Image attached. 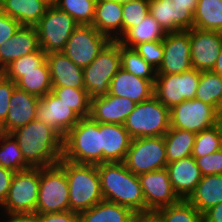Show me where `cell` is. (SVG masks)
Instances as JSON below:
<instances>
[{"label":"cell","instance_id":"6da1fadb","mask_svg":"<svg viewBox=\"0 0 222 222\" xmlns=\"http://www.w3.org/2000/svg\"><path fill=\"white\" fill-rule=\"evenodd\" d=\"M10 134L31 168L52 166L62 159L63 137L42 121L32 120Z\"/></svg>","mask_w":222,"mask_h":222},{"label":"cell","instance_id":"7a4b0ae2","mask_svg":"<svg viewBox=\"0 0 222 222\" xmlns=\"http://www.w3.org/2000/svg\"><path fill=\"white\" fill-rule=\"evenodd\" d=\"M104 200L132 209L136 214H146V203L139 177L123 162L97 165Z\"/></svg>","mask_w":222,"mask_h":222},{"label":"cell","instance_id":"3957f363","mask_svg":"<svg viewBox=\"0 0 222 222\" xmlns=\"http://www.w3.org/2000/svg\"><path fill=\"white\" fill-rule=\"evenodd\" d=\"M58 164L67 177L71 211L80 213L104 200L97 165L74 163L63 158Z\"/></svg>","mask_w":222,"mask_h":222},{"label":"cell","instance_id":"277c9868","mask_svg":"<svg viewBox=\"0 0 222 222\" xmlns=\"http://www.w3.org/2000/svg\"><path fill=\"white\" fill-rule=\"evenodd\" d=\"M62 158L80 164H102L101 123L90 116L80 118L63 137Z\"/></svg>","mask_w":222,"mask_h":222},{"label":"cell","instance_id":"5b68a950","mask_svg":"<svg viewBox=\"0 0 222 222\" xmlns=\"http://www.w3.org/2000/svg\"><path fill=\"white\" fill-rule=\"evenodd\" d=\"M170 109L154 95L136 104L127 116L124 128L132 139L150 136H164L170 129Z\"/></svg>","mask_w":222,"mask_h":222},{"label":"cell","instance_id":"8992f818","mask_svg":"<svg viewBox=\"0 0 222 222\" xmlns=\"http://www.w3.org/2000/svg\"><path fill=\"white\" fill-rule=\"evenodd\" d=\"M120 68V43L110 40L95 60L83 68L84 89L91 100L109 93L110 82Z\"/></svg>","mask_w":222,"mask_h":222},{"label":"cell","instance_id":"52a82bcc","mask_svg":"<svg viewBox=\"0 0 222 222\" xmlns=\"http://www.w3.org/2000/svg\"><path fill=\"white\" fill-rule=\"evenodd\" d=\"M70 210L69 187L64 169L55 164L39 168L37 213H58Z\"/></svg>","mask_w":222,"mask_h":222},{"label":"cell","instance_id":"ba28073f","mask_svg":"<svg viewBox=\"0 0 222 222\" xmlns=\"http://www.w3.org/2000/svg\"><path fill=\"white\" fill-rule=\"evenodd\" d=\"M123 163L137 176L166 168L168 163L164 136L132 139Z\"/></svg>","mask_w":222,"mask_h":222},{"label":"cell","instance_id":"9c48e42d","mask_svg":"<svg viewBox=\"0 0 222 222\" xmlns=\"http://www.w3.org/2000/svg\"><path fill=\"white\" fill-rule=\"evenodd\" d=\"M78 23L66 12L51 4L35 25L39 47L46 53L63 51Z\"/></svg>","mask_w":222,"mask_h":222},{"label":"cell","instance_id":"30bf717a","mask_svg":"<svg viewBox=\"0 0 222 222\" xmlns=\"http://www.w3.org/2000/svg\"><path fill=\"white\" fill-rule=\"evenodd\" d=\"M39 193V168L15 172L9 193L0 206V215L36 212Z\"/></svg>","mask_w":222,"mask_h":222},{"label":"cell","instance_id":"8fae6325","mask_svg":"<svg viewBox=\"0 0 222 222\" xmlns=\"http://www.w3.org/2000/svg\"><path fill=\"white\" fill-rule=\"evenodd\" d=\"M199 0H149V14L165 33L190 30Z\"/></svg>","mask_w":222,"mask_h":222},{"label":"cell","instance_id":"7c38bea8","mask_svg":"<svg viewBox=\"0 0 222 222\" xmlns=\"http://www.w3.org/2000/svg\"><path fill=\"white\" fill-rule=\"evenodd\" d=\"M200 71L191 68L180 74L156 75L154 96L169 109L195 98Z\"/></svg>","mask_w":222,"mask_h":222},{"label":"cell","instance_id":"4fadbf2b","mask_svg":"<svg viewBox=\"0 0 222 222\" xmlns=\"http://www.w3.org/2000/svg\"><path fill=\"white\" fill-rule=\"evenodd\" d=\"M109 41L106 35L92 25H79L70 35L62 52L77 66L85 68Z\"/></svg>","mask_w":222,"mask_h":222},{"label":"cell","instance_id":"5bb4252c","mask_svg":"<svg viewBox=\"0 0 222 222\" xmlns=\"http://www.w3.org/2000/svg\"><path fill=\"white\" fill-rule=\"evenodd\" d=\"M218 112L199 99L184 100L170 108V127L194 133L211 128L216 123Z\"/></svg>","mask_w":222,"mask_h":222},{"label":"cell","instance_id":"9a60e30c","mask_svg":"<svg viewBox=\"0 0 222 222\" xmlns=\"http://www.w3.org/2000/svg\"><path fill=\"white\" fill-rule=\"evenodd\" d=\"M162 43L164 56L157 75L180 74L192 68L189 30L166 33Z\"/></svg>","mask_w":222,"mask_h":222},{"label":"cell","instance_id":"2e32d148","mask_svg":"<svg viewBox=\"0 0 222 222\" xmlns=\"http://www.w3.org/2000/svg\"><path fill=\"white\" fill-rule=\"evenodd\" d=\"M146 203V214L176 204L181 199L173 190L166 168L138 176Z\"/></svg>","mask_w":222,"mask_h":222},{"label":"cell","instance_id":"e0dca14e","mask_svg":"<svg viewBox=\"0 0 222 222\" xmlns=\"http://www.w3.org/2000/svg\"><path fill=\"white\" fill-rule=\"evenodd\" d=\"M36 119L64 137L80 120V116L53 92L39 98Z\"/></svg>","mask_w":222,"mask_h":222},{"label":"cell","instance_id":"ac0fdd59","mask_svg":"<svg viewBox=\"0 0 222 222\" xmlns=\"http://www.w3.org/2000/svg\"><path fill=\"white\" fill-rule=\"evenodd\" d=\"M192 68L211 71L222 46V32L192 28L189 30Z\"/></svg>","mask_w":222,"mask_h":222},{"label":"cell","instance_id":"d6986e66","mask_svg":"<svg viewBox=\"0 0 222 222\" xmlns=\"http://www.w3.org/2000/svg\"><path fill=\"white\" fill-rule=\"evenodd\" d=\"M136 104L128 98L107 94L91 100L89 116L98 123L123 125Z\"/></svg>","mask_w":222,"mask_h":222},{"label":"cell","instance_id":"ffe728a7","mask_svg":"<svg viewBox=\"0 0 222 222\" xmlns=\"http://www.w3.org/2000/svg\"><path fill=\"white\" fill-rule=\"evenodd\" d=\"M166 170L173 190L183 200L190 197L202 178L200 168L192 155L168 163Z\"/></svg>","mask_w":222,"mask_h":222},{"label":"cell","instance_id":"44dd1931","mask_svg":"<svg viewBox=\"0 0 222 222\" xmlns=\"http://www.w3.org/2000/svg\"><path fill=\"white\" fill-rule=\"evenodd\" d=\"M38 100L39 97L16 87L9 102L7 119L1 125L3 133L10 134L35 120Z\"/></svg>","mask_w":222,"mask_h":222},{"label":"cell","instance_id":"7402d4cb","mask_svg":"<svg viewBox=\"0 0 222 222\" xmlns=\"http://www.w3.org/2000/svg\"><path fill=\"white\" fill-rule=\"evenodd\" d=\"M35 26L21 25L16 33L0 45V72L12 61L39 49Z\"/></svg>","mask_w":222,"mask_h":222},{"label":"cell","instance_id":"603a6c76","mask_svg":"<svg viewBox=\"0 0 222 222\" xmlns=\"http://www.w3.org/2000/svg\"><path fill=\"white\" fill-rule=\"evenodd\" d=\"M108 94L125 97L138 104L154 95V84L120 68L110 82Z\"/></svg>","mask_w":222,"mask_h":222},{"label":"cell","instance_id":"cb8c5ba5","mask_svg":"<svg viewBox=\"0 0 222 222\" xmlns=\"http://www.w3.org/2000/svg\"><path fill=\"white\" fill-rule=\"evenodd\" d=\"M52 87L84 89L83 68L77 66L62 51L51 52L46 57Z\"/></svg>","mask_w":222,"mask_h":222},{"label":"cell","instance_id":"d4e9b609","mask_svg":"<svg viewBox=\"0 0 222 222\" xmlns=\"http://www.w3.org/2000/svg\"><path fill=\"white\" fill-rule=\"evenodd\" d=\"M132 138L124 125L101 123L103 163L123 162Z\"/></svg>","mask_w":222,"mask_h":222},{"label":"cell","instance_id":"484cf974","mask_svg":"<svg viewBox=\"0 0 222 222\" xmlns=\"http://www.w3.org/2000/svg\"><path fill=\"white\" fill-rule=\"evenodd\" d=\"M122 3L114 0H97L92 26L110 40L123 35Z\"/></svg>","mask_w":222,"mask_h":222},{"label":"cell","instance_id":"4316f807","mask_svg":"<svg viewBox=\"0 0 222 222\" xmlns=\"http://www.w3.org/2000/svg\"><path fill=\"white\" fill-rule=\"evenodd\" d=\"M50 5L46 0H0V10L25 26H35Z\"/></svg>","mask_w":222,"mask_h":222},{"label":"cell","instance_id":"83f0119b","mask_svg":"<svg viewBox=\"0 0 222 222\" xmlns=\"http://www.w3.org/2000/svg\"><path fill=\"white\" fill-rule=\"evenodd\" d=\"M201 214L222 202V174L202 176L187 199Z\"/></svg>","mask_w":222,"mask_h":222},{"label":"cell","instance_id":"f1b7e54d","mask_svg":"<svg viewBox=\"0 0 222 222\" xmlns=\"http://www.w3.org/2000/svg\"><path fill=\"white\" fill-rule=\"evenodd\" d=\"M137 214L129 207L102 200L79 213V222H134Z\"/></svg>","mask_w":222,"mask_h":222},{"label":"cell","instance_id":"f546056e","mask_svg":"<svg viewBox=\"0 0 222 222\" xmlns=\"http://www.w3.org/2000/svg\"><path fill=\"white\" fill-rule=\"evenodd\" d=\"M165 34L155 18L148 14L144 20L140 21L137 26L128 29L117 41L124 47L133 48L135 45L145 42L163 41Z\"/></svg>","mask_w":222,"mask_h":222},{"label":"cell","instance_id":"4dcf8cb0","mask_svg":"<svg viewBox=\"0 0 222 222\" xmlns=\"http://www.w3.org/2000/svg\"><path fill=\"white\" fill-rule=\"evenodd\" d=\"M196 133L171 128L164 134L167 163L192 155Z\"/></svg>","mask_w":222,"mask_h":222},{"label":"cell","instance_id":"1f68e13d","mask_svg":"<svg viewBox=\"0 0 222 222\" xmlns=\"http://www.w3.org/2000/svg\"><path fill=\"white\" fill-rule=\"evenodd\" d=\"M16 87L39 98L52 91V81L47 61L37 70L21 72V78L15 83Z\"/></svg>","mask_w":222,"mask_h":222},{"label":"cell","instance_id":"d6a6232c","mask_svg":"<svg viewBox=\"0 0 222 222\" xmlns=\"http://www.w3.org/2000/svg\"><path fill=\"white\" fill-rule=\"evenodd\" d=\"M195 98L222 111V77L213 71L200 72Z\"/></svg>","mask_w":222,"mask_h":222},{"label":"cell","instance_id":"836d02e7","mask_svg":"<svg viewBox=\"0 0 222 222\" xmlns=\"http://www.w3.org/2000/svg\"><path fill=\"white\" fill-rule=\"evenodd\" d=\"M194 28L222 32V0H199Z\"/></svg>","mask_w":222,"mask_h":222},{"label":"cell","instance_id":"e575fe53","mask_svg":"<svg viewBox=\"0 0 222 222\" xmlns=\"http://www.w3.org/2000/svg\"><path fill=\"white\" fill-rule=\"evenodd\" d=\"M153 214L160 222H203V214L188 200L183 199L176 204L155 210Z\"/></svg>","mask_w":222,"mask_h":222},{"label":"cell","instance_id":"d590c367","mask_svg":"<svg viewBox=\"0 0 222 222\" xmlns=\"http://www.w3.org/2000/svg\"><path fill=\"white\" fill-rule=\"evenodd\" d=\"M0 166L13 172L31 168L25 162L21 149L11 134L3 133L0 137Z\"/></svg>","mask_w":222,"mask_h":222},{"label":"cell","instance_id":"8d00e7d4","mask_svg":"<svg viewBox=\"0 0 222 222\" xmlns=\"http://www.w3.org/2000/svg\"><path fill=\"white\" fill-rule=\"evenodd\" d=\"M121 68L135 75L136 77L147 79L153 84L156 80L157 71L148 64L133 48L120 45Z\"/></svg>","mask_w":222,"mask_h":222},{"label":"cell","instance_id":"74e56055","mask_svg":"<svg viewBox=\"0 0 222 222\" xmlns=\"http://www.w3.org/2000/svg\"><path fill=\"white\" fill-rule=\"evenodd\" d=\"M97 0H55L54 6L68 13L78 25H92Z\"/></svg>","mask_w":222,"mask_h":222},{"label":"cell","instance_id":"f35d334b","mask_svg":"<svg viewBox=\"0 0 222 222\" xmlns=\"http://www.w3.org/2000/svg\"><path fill=\"white\" fill-rule=\"evenodd\" d=\"M51 92L72 108L81 118L90 115L91 99L85 89L52 87Z\"/></svg>","mask_w":222,"mask_h":222},{"label":"cell","instance_id":"ab89813d","mask_svg":"<svg viewBox=\"0 0 222 222\" xmlns=\"http://www.w3.org/2000/svg\"><path fill=\"white\" fill-rule=\"evenodd\" d=\"M46 57L47 54L39 48L36 52L12 61L1 73L16 83L21 78V72L37 70L46 61Z\"/></svg>","mask_w":222,"mask_h":222},{"label":"cell","instance_id":"60d3db41","mask_svg":"<svg viewBox=\"0 0 222 222\" xmlns=\"http://www.w3.org/2000/svg\"><path fill=\"white\" fill-rule=\"evenodd\" d=\"M222 148L221 139L217 127L214 125L211 128L198 132L195 137L192 156L203 157L218 151Z\"/></svg>","mask_w":222,"mask_h":222},{"label":"cell","instance_id":"b9f144b4","mask_svg":"<svg viewBox=\"0 0 222 222\" xmlns=\"http://www.w3.org/2000/svg\"><path fill=\"white\" fill-rule=\"evenodd\" d=\"M123 34L149 14V0H129L122 4Z\"/></svg>","mask_w":222,"mask_h":222},{"label":"cell","instance_id":"7bdbcfd3","mask_svg":"<svg viewBox=\"0 0 222 222\" xmlns=\"http://www.w3.org/2000/svg\"><path fill=\"white\" fill-rule=\"evenodd\" d=\"M148 64L154 69H158L162 62L164 51L162 41L145 42L133 47Z\"/></svg>","mask_w":222,"mask_h":222},{"label":"cell","instance_id":"ee69618b","mask_svg":"<svg viewBox=\"0 0 222 222\" xmlns=\"http://www.w3.org/2000/svg\"><path fill=\"white\" fill-rule=\"evenodd\" d=\"M202 176L222 174V148L203 157H194Z\"/></svg>","mask_w":222,"mask_h":222},{"label":"cell","instance_id":"f6af8a7d","mask_svg":"<svg viewBox=\"0 0 222 222\" xmlns=\"http://www.w3.org/2000/svg\"><path fill=\"white\" fill-rule=\"evenodd\" d=\"M16 88L15 82L6 78L0 72V124L2 125L6 119L9 109V102L14 89Z\"/></svg>","mask_w":222,"mask_h":222},{"label":"cell","instance_id":"bcb514c9","mask_svg":"<svg viewBox=\"0 0 222 222\" xmlns=\"http://www.w3.org/2000/svg\"><path fill=\"white\" fill-rule=\"evenodd\" d=\"M21 24L0 10V45L10 39Z\"/></svg>","mask_w":222,"mask_h":222},{"label":"cell","instance_id":"7dc6e473","mask_svg":"<svg viewBox=\"0 0 222 222\" xmlns=\"http://www.w3.org/2000/svg\"><path fill=\"white\" fill-rule=\"evenodd\" d=\"M38 222H79V213L71 210L58 213H38Z\"/></svg>","mask_w":222,"mask_h":222},{"label":"cell","instance_id":"c3c4849f","mask_svg":"<svg viewBox=\"0 0 222 222\" xmlns=\"http://www.w3.org/2000/svg\"><path fill=\"white\" fill-rule=\"evenodd\" d=\"M15 172L0 166V206L6 200Z\"/></svg>","mask_w":222,"mask_h":222},{"label":"cell","instance_id":"681fc988","mask_svg":"<svg viewBox=\"0 0 222 222\" xmlns=\"http://www.w3.org/2000/svg\"><path fill=\"white\" fill-rule=\"evenodd\" d=\"M0 222H38V213L24 212L1 215Z\"/></svg>","mask_w":222,"mask_h":222},{"label":"cell","instance_id":"f907efd6","mask_svg":"<svg viewBox=\"0 0 222 222\" xmlns=\"http://www.w3.org/2000/svg\"><path fill=\"white\" fill-rule=\"evenodd\" d=\"M203 222H222V202L203 214Z\"/></svg>","mask_w":222,"mask_h":222},{"label":"cell","instance_id":"816d5d0a","mask_svg":"<svg viewBox=\"0 0 222 222\" xmlns=\"http://www.w3.org/2000/svg\"><path fill=\"white\" fill-rule=\"evenodd\" d=\"M134 222H160V220L153 214H137Z\"/></svg>","mask_w":222,"mask_h":222},{"label":"cell","instance_id":"f5cc1de1","mask_svg":"<svg viewBox=\"0 0 222 222\" xmlns=\"http://www.w3.org/2000/svg\"><path fill=\"white\" fill-rule=\"evenodd\" d=\"M211 71L217 73L218 75H220L222 77V46L220 48L219 56H218L217 61L214 65V68Z\"/></svg>","mask_w":222,"mask_h":222},{"label":"cell","instance_id":"db71d44e","mask_svg":"<svg viewBox=\"0 0 222 222\" xmlns=\"http://www.w3.org/2000/svg\"><path fill=\"white\" fill-rule=\"evenodd\" d=\"M215 126L217 127L222 144V111L218 112Z\"/></svg>","mask_w":222,"mask_h":222},{"label":"cell","instance_id":"11a10c76","mask_svg":"<svg viewBox=\"0 0 222 222\" xmlns=\"http://www.w3.org/2000/svg\"><path fill=\"white\" fill-rule=\"evenodd\" d=\"M114 1H117L118 3H126L127 1H129V0H114Z\"/></svg>","mask_w":222,"mask_h":222},{"label":"cell","instance_id":"9f6ffc18","mask_svg":"<svg viewBox=\"0 0 222 222\" xmlns=\"http://www.w3.org/2000/svg\"><path fill=\"white\" fill-rule=\"evenodd\" d=\"M46 1H48L50 4H54L55 0H46Z\"/></svg>","mask_w":222,"mask_h":222},{"label":"cell","instance_id":"6f0895ef","mask_svg":"<svg viewBox=\"0 0 222 222\" xmlns=\"http://www.w3.org/2000/svg\"><path fill=\"white\" fill-rule=\"evenodd\" d=\"M2 134H3V131H2L1 124H0V137H1Z\"/></svg>","mask_w":222,"mask_h":222}]
</instances>
